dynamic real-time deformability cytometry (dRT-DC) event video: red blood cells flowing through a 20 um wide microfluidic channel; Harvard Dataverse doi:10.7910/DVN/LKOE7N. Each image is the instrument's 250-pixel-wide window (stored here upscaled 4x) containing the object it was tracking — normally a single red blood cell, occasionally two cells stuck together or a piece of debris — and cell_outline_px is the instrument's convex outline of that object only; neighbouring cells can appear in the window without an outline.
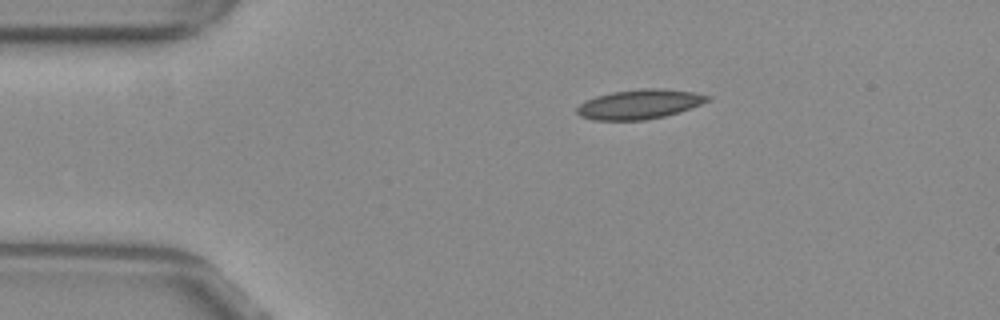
{"species": "common noctule bat (a hibernating species)", "species_latin": "Nyctalus noctula", "temperature_condition": "warm", "stored_images_in_passage": 45, "camera_frame_rate_fps": 3000, "um_per_image_px": 0.085, "animal": {"sex": "female", "body_mass_g": 29.2, "forearm_length_mm": 56.3}, "frame": {"image": 1, "passage_image": 1, "time_ms": 0.0, "image_size_px": [1000, 320], "cell_outline_px": [[712, 100], [680, 112], [664, 116], [644, 120], [592, 120], [580, 116], [576, 112], [576, 108], [580, 104], [596, 96], [612, 92], [640, 88], [660, 88], [696, 92], [712, 96]], "centroid_in_image_um": [54.4, 8.85], "position_along_channel_um": 30.6, "area_um2": 22.66}}
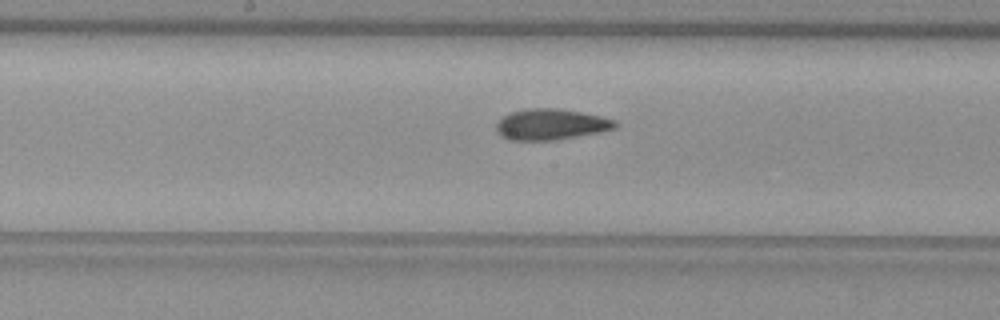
{"frame": {"image": 2, "passage_image": 18, "time_ms": 5.667, "image_size_px": [1000, 320], "cell_outline_px": [[620, 124], [616, 128], [600, 132], [552, 140], [508, 140], [500, 136], [496, 132], [496, 124], [504, 116], [512, 112], [524, 108], [556, 108], [580, 112], [600, 116], [616, 120]], "centroid_in_image_um": [46.82, 10.57], "position_along_channel_um": 201.4, "area_um2": 21.44}}
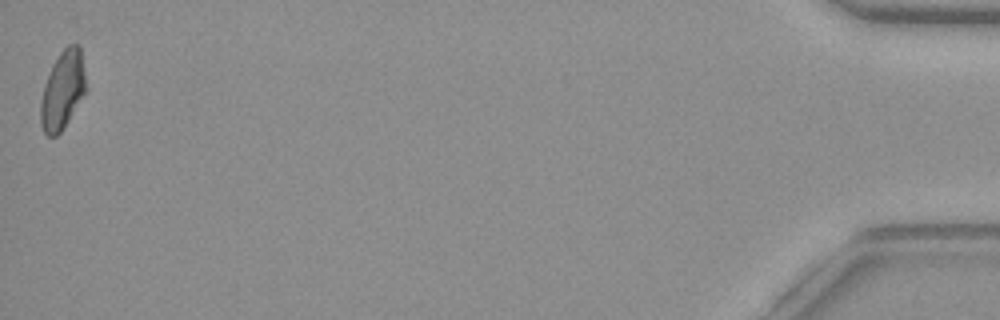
{"frame": {"image": 3, "passage_image": 44, "time_ms": 14.333, "image_size_px": [1000, 320], "cell_outline_px": [[84, 92], [68, 120], [60, 132], [56, 136], [48, 136], [44, 132], [40, 124], [40, 104], [44, 84], [52, 64], [60, 52], [68, 44], [76, 44], [80, 48], [84, 72]], "centroid_in_image_um": [5.27, 7.66], "position_along_channel_um": 429.9, "area_um2": 20.11}}